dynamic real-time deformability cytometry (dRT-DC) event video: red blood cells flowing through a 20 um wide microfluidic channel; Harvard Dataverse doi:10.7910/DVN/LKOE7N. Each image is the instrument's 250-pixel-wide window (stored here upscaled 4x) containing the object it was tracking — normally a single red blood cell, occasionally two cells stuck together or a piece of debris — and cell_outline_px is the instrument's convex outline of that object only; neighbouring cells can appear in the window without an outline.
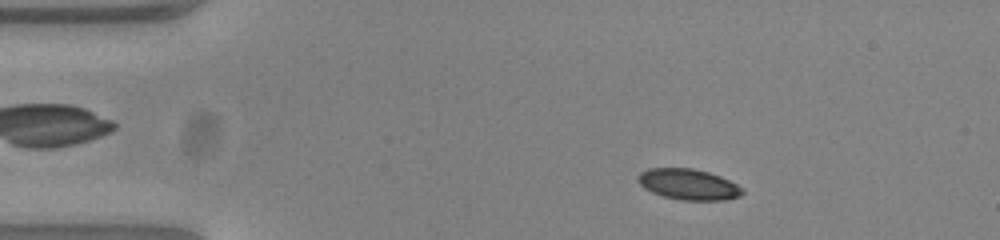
{"species": "common noctule bat (a hibernating species)", "species_latin": "Nyctalus noctula", "temperature_condition": "warm", "stored_images_in_passage": 51, "camera_frame_rate_fps": 3000, "um_per_image_px": 0.085, "animal": {"sex": "female", "body_mass_g": 23.0, "forearm_length_mm": 53.4}, "frame": {"image": 1, "passage_image": 7, "time_ms": 2.0, "image_size_px": [1000, 240], "cell_outline_px": [[744, 192], [740, 196], [724, 200], [680, 200], [664, 196], [652, 192], [644, 188], [636, 180], [640, 172], [648, 168], [692, 168], [708, 172], [720, 176], [744, 188]], "centroid_in_image_um": [58.51, 15.67], "position_along_channel_um": 26.5, "area_um2": 18.79}}
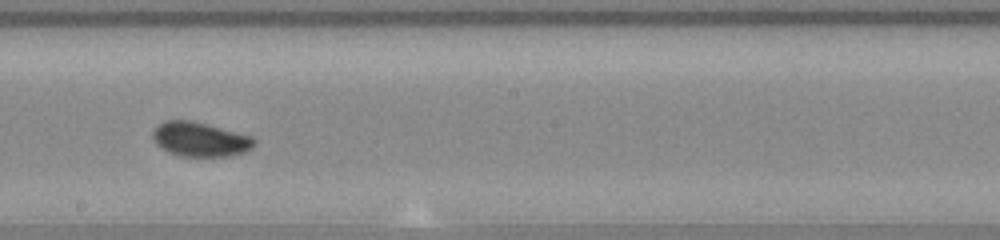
{"frame": {"image": 2, "passage_image": 28, "time_ms": 9.0, "image_size_px": [1000, 240], "cell_outline_px": [[256, 144], [252, 148], [244, 152], [228, 156], [180, 156], [168, 152], [160, 148], [152, 140], [152, 132], [156, 124], [164, 120], [192, 120], [252, 136], [256, 140]], "centroid_in_image_um": [16.97, 11.83], "position_along_channel_um": 231.2, "area_um2": 20.63}}
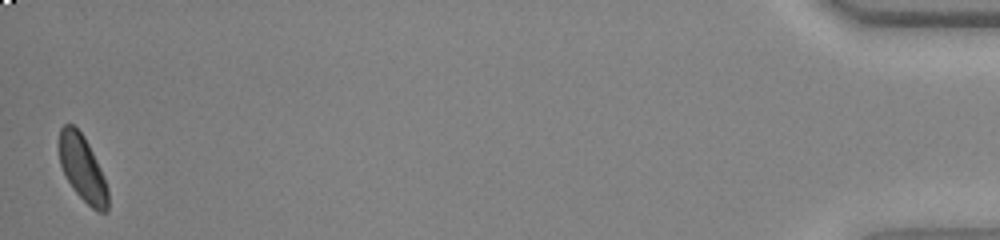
{"frame": {"image": 3, "passage_image": 51, "time_ms": 16.667, "image_size_px": [1000, 240], "cell_outline_px": [[108, 212], [100, 212], [92, 208], [72, 188], [60, 164], [56, 144], [60, 128], [64, 124], [72, 124], [84, 136], [104, 176], [108, 188]], "centroid_in_image_um": [6.97, 14.28], "position_along_channel_um": 428.2, "area_um2": 18.9}, "authors_computed_cell_mechanics": {"area_um2": 19.4208, "velocity_mm_per_s": 3.8352, "shape_relaxation_time_tau1_ms": 2.8371, "shape_relaxation_time_tau2_ms": 5.0551, "deformation_change_tau1": 0.0922, "deformation_change_tau2": 0.0715}}